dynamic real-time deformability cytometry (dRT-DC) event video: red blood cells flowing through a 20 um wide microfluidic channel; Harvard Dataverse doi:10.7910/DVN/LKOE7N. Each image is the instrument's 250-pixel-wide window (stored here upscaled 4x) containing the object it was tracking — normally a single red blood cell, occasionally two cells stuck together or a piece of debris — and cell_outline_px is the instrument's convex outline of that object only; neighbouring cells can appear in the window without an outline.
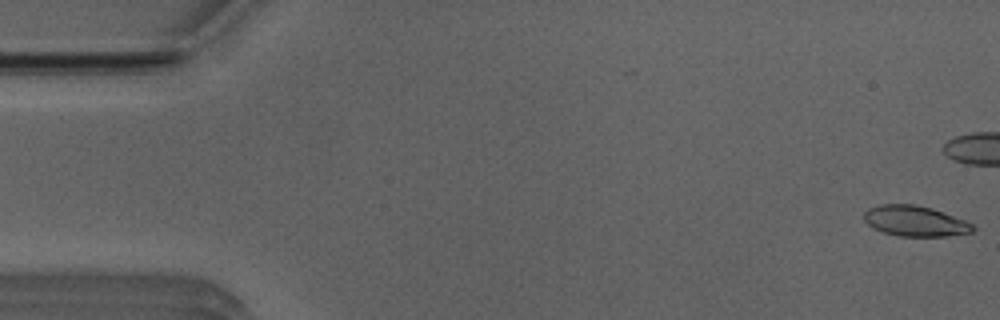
{"species": "Egyptian fruit bat (a non-hibernating species)", "species_latin": "Rousettus aegyptiacus", "temperature_condition": "room temperature", "stored_images_in_passage": 13, "camera_frame_rate_fps": 3000, "um_per_image_px": 0.085, "animal": {"sex": "male"}, "frame": {"image": 1, "passage_image": 1, "time_ms": 0.0, "image_size_px": [1000, 320], "cell_outline_px": [[976, 228], [972, 232], [948, 236], [900, 236], [884, 232], [872, 228], [864, 220], [864, 212], [868, 208], [880, 204], [912, 204], [932, 208], [964, 220], [972, 224]], "centroid_in_image_um": [77.76, 18.78], "position_along_channel_um": 7.2, "area_um2": 19.31}}